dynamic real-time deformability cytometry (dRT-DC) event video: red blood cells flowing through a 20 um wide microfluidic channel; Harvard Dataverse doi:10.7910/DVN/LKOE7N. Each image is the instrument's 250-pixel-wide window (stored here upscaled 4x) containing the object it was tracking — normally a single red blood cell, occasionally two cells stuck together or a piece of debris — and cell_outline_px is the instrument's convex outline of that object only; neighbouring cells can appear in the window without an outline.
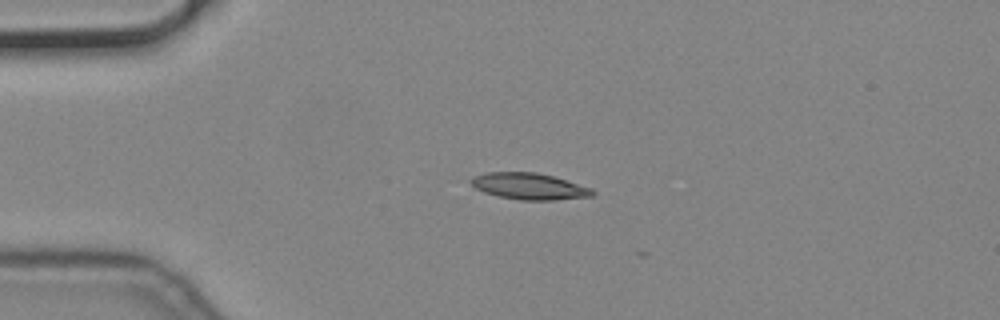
{"species": "common noctule bat (a hibernating species)", "species_latin": "Nyctalus noctula", "temperature_condition": "cold", "stored_images_in_passage": 7, "camera_frame_rate_fps": 3000, "um_per_image_px": 0.085, "animal": {"sex": "male", "body_mass_g": 19.2, "forearm_length_mm": 51.8}, "frame": {"image": 1, "passage_image": 1, "time_ms": 0.0, "image_size_px": [1000, 320], "cell_outline_px": [[596, 192], [592, 196], [556, 200], [520, 200], [496, 196], [484, 192], [476, 188], [468, 180], [472, 176], [484, 172], [536, 172], [552, 176], [592, 188]], "centroid_in_image_um": [44.95, 15.83], "position_along_channel_um": 40.1, "area_um2": 18.84}}
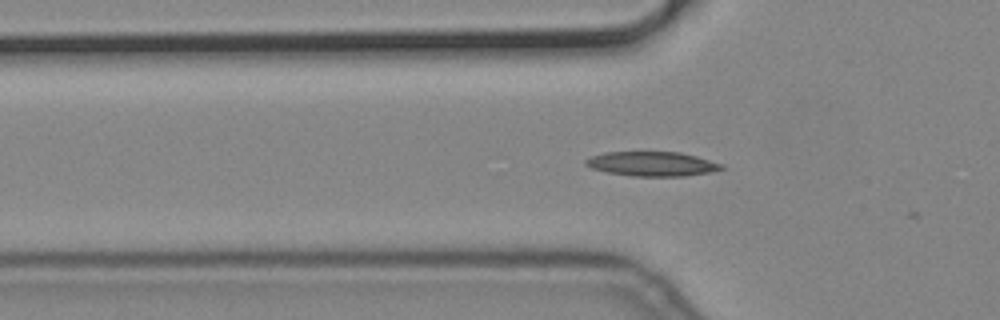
{"frame": {"image": 2, "passage_image": 6, "time_ms": 1.667, "image_size_px": [1000, 320], "cell_outline_px": [[724, 168], [712, 172], [684, 176], [632, 176], [608, 172], [592, 168], [584, 164], [584, 160], [592, 156], [604, 152], [680, 152], [696, 156], [724, 164]], "centroid_in_image_um": [55.44, 13.93], "position_along_channel_um": 70.4, "area_um2": 19.36}}